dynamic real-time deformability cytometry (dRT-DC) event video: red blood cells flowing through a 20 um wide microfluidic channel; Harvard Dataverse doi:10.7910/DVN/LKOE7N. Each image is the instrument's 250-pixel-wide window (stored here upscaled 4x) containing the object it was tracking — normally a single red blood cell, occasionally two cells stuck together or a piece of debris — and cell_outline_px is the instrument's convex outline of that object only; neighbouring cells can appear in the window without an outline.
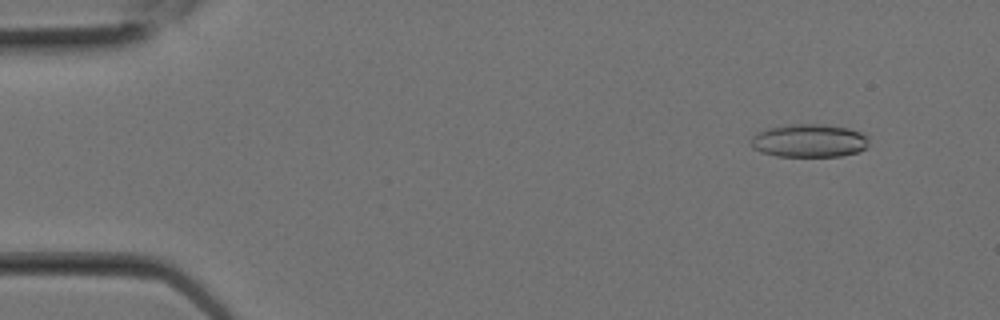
{"species": "Egyptian fruit bat (a non-hibernating species)", "species_latin": "Rousettus aegyptiacus", "temperature_condition": "room temperature", "stored_images_in_passage": 9, "camera_frame_rate_fps": 3000, "um_per_image_px": 0.085, "animal": {"sex": "female"}, "frame": {"image": 1, "passage_image": 3, "time_ms": 0.667, "image_size_px": [1000, 320], "cell_outline_px": [[868, 144], [864, 148], [856, 152], [840, 156], [776, 156], [760, 152], [752, 148], [752, 136], [768, 128], [788, 124], [824, 124], [848, 128], [860, 132], [868, 136]], "centroid_in_image_um": [68.77, 11.95], "position_along_channel_um": 16.2, "area_um2": 22.72}}